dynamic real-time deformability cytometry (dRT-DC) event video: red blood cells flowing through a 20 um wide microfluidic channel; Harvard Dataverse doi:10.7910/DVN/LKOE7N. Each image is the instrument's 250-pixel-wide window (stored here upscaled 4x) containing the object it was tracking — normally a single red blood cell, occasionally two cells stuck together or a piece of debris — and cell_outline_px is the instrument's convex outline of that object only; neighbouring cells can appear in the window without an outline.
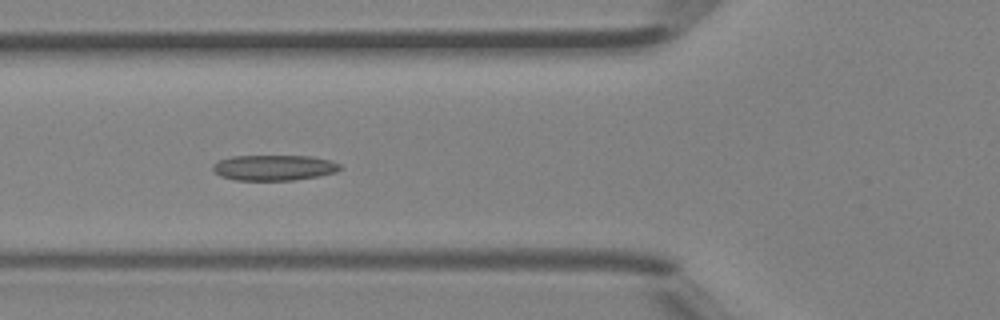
{"species": "Egyptian fruit bat (a non-hibernating species)", "species_latin": "Rousettus aegyptiacus", "temperature_condition": "room temperature", "stored_images_in_passage": 4, "camera_frame_rate_fps": 3000, "um_per_image_px": 0.085, "animal": {"sex": "female"}, "frame": {"image": 1, "passage_image": 4, "time_ms": 1.0, "image_size_px": [1000, 320], "cell_outline_px": [[340, 168], [336, 172], [316, 176], [292, 180], [236, 180], [220, 176], [212, 168], [212, 164], [220, 160], [232, 156], [312, 156], [328, 160], [340, 164]], "centroid_in_image_um": [23.26, 14.25], "position_along_channel_um": 102.5, "area_um2": 18.73}}